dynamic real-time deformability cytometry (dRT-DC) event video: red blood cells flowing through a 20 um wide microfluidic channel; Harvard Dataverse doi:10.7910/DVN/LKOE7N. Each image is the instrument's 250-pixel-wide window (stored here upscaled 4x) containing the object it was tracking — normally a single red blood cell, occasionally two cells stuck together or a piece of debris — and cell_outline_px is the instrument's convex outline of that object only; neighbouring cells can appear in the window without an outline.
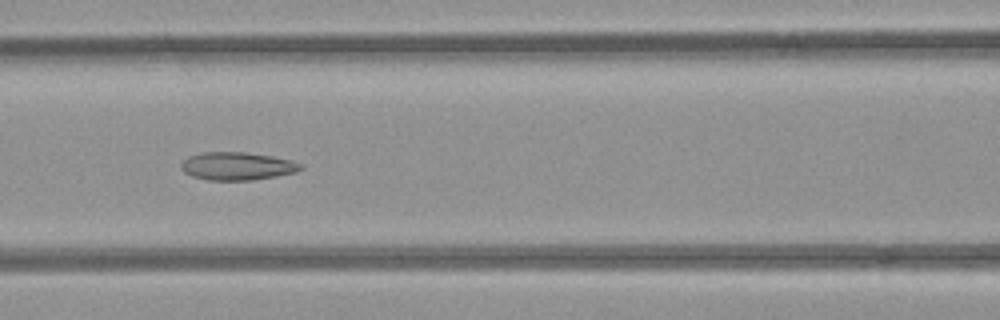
{"species": "common noctule bat (a hibernating species)", "species_latin": "Nyctalus noctula", "temperature_condition": "room temperature", "stored_images_in_passage": 41, "camera_frame_rate_fps": 3000, "um_per_image_px": 0.085, "animal": {"sex": "female", "body_mass_g": 21.9}, "frame": {"image": 1, "passage_image": 19, "time_ms": 6.0, "image_size_px": [1000, 320], "cell_outline_px": [[304, 168], [296, 172], [276, 176], [252, 180], [208, 180], [192, 176], [184, 172], [180, 168], [180, 164], [188, 156], [204, 152], [244, 152], [272, 156], [304, 164]], "centroid_in_image_um": [20.15, 14.12], "position_along_channel_um": 146.4, "area_um2": 19.48}}
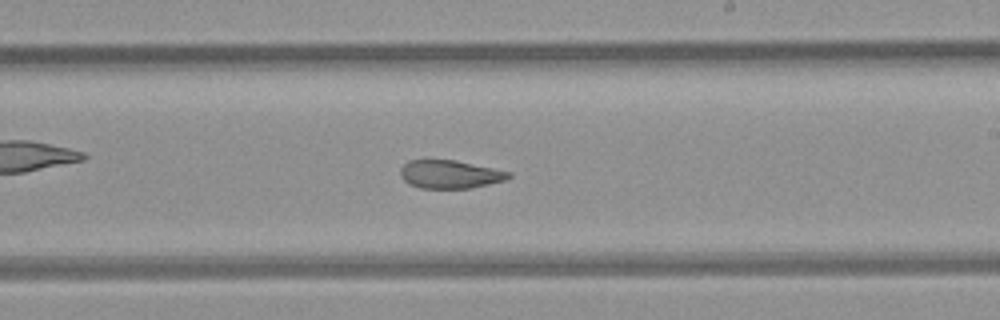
{"frame": {"image": 2, "passage_image": 27, "time_ms": 8.667, "image_size_px": [1000, 320], "cell_outline_px": [[512, 176], [504, 180], [472, 188], [420, 188], [408, 184], [400, 176], [400, 168], [408, 160], [456, 160], [512, 172]], "centroid_in_image_um": [38.23, 14.81], "position_along_channel_um": 250.8, "area_um2": 17.86}}
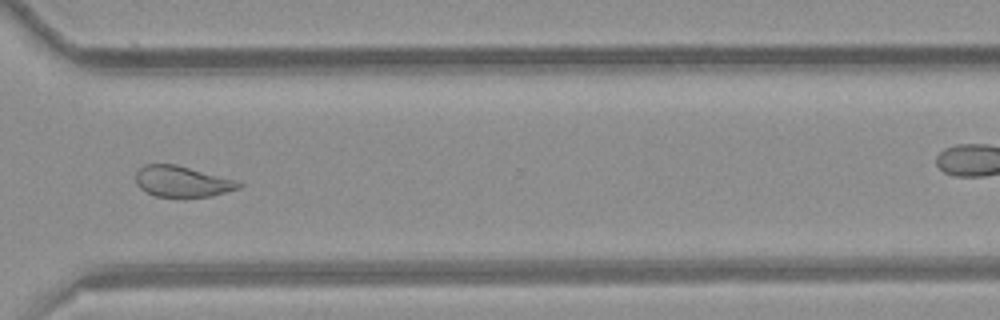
{"frame": {"image": 3, "passage_image": 35, "time_ms": 11.333, "image_size_px": [1000, 320], "cell_outline_px": [[244, 184], [240, 188], [212, 196], [156, 196], [140, 188], [136, 184], [136, 172], [144, 164], [176, 164], [240, 180]], "centroid_in_image_um": [15.54, 15.4], "position_along_channel_um": 355.1, "area_um2": 18.67}, "authors_computed_cell_mechanics": {"area_um2": 20.1722, "velocity_mm_per_s": 3.9177, "shape_relaxation_time_tau1_ms": null, "shape_relaxation_time_tau2_ms": 2.2034, "deformation_change_tau1": null, "deformation_change_tau2": 0.0895}}